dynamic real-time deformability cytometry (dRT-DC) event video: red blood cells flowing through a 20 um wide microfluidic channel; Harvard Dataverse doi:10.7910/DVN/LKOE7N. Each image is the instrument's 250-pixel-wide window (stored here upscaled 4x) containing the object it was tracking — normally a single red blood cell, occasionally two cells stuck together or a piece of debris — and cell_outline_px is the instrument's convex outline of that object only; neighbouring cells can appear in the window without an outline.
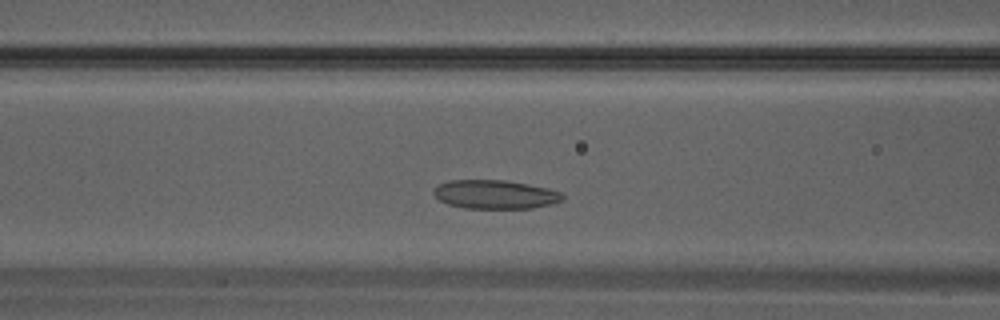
{"species": "Egyptian fruit bat (a non-hibernating species)", "species_latin": "Rousettus aegyptiacus", "temperature_condition": "warm", "stored_images_in_passage": 24, "camera_frame_rate_fps": 3000, "um_per_image_px": 0.085, "animal": {"sex": "male"}, "frame": {"image": 1, "passage_image": 4, "time_ms": 1.0, "image_size_px": [1000, 320], "cell_outline_px": [[564, 200], [552, 204], [532, 208], [464, 208], [448, 204], [440, 200], [432, 192], [432, 188], [448, 180], [504, 180], [528, 184], [548, 188], [564, 192]], "centroid_in_image_um": [42.11, 16.52], "position_along_channel_um": 124.5, "area_um2": 21.79}}
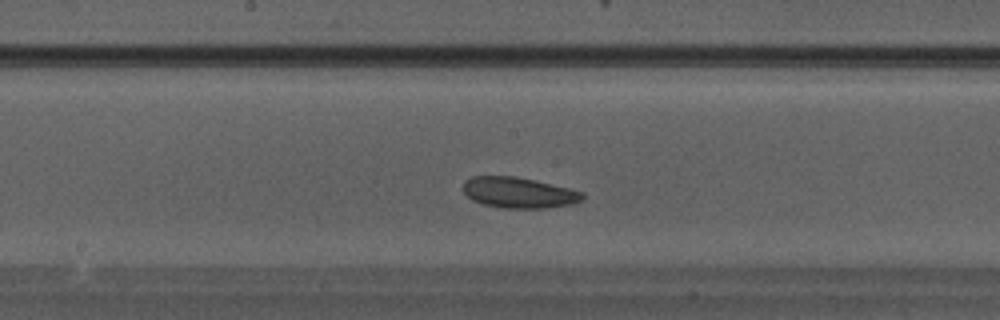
{"frame": {"image": 2, "passage_image": 8, "time_ms": 2.333, "image_size_px": [1000, 320], "cell_outline_px": [[584, 200], [572, 204], [544, 208], [500, 208], [484, 204], [472, 200], [464, 192], [464, 180], [472, 176], [516, 176], [568, 188], [584, 192]], "centroid_in_image_um": [44.1, 16.37], "position_along_channel_um": 204.1, "area_um2": 21.39}}
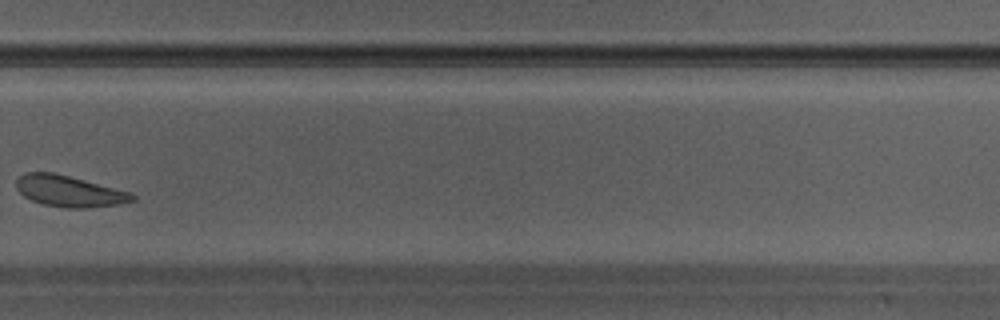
{"frame": {"image": 3, "passage_image": 14, "time_ms": 4.333, "image_size_px": [1000, 320], "cell_outline_px": [[136, 200], [120, 204], [88, 208], [64, 208], [44, 204], [32, 200], [24, 196], [16, 188], [16, 180], [24, 172], [52, 172], [68, 176], [128, 192], [136, 196]], "centroid_in_image_um": [5.85, 16.26], "position_along_channel_um": 323.9, "area_um2": 20.81}}